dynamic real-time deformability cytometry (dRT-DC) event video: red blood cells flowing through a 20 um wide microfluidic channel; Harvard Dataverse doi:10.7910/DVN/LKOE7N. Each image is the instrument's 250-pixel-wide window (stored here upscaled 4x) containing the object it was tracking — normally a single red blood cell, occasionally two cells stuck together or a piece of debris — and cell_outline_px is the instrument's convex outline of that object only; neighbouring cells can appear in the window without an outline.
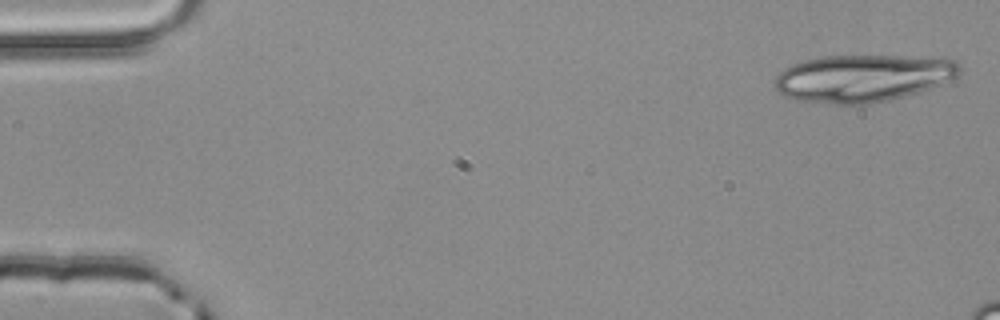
{"species": "common noctule bat (a hibernating species)", "species_latin": "Nyctalus noctula", "temperature_condition": "room temperature", "stored_images_in_passage": 3, "camera_frame_rate_fps": 3000, "um_per_image_px": 0.085, "animal": {"sex": "male", "body_mass_g": 20.4}, "frame": {"image": 1, "passage_image": 1, "time_ms": 0.0, "image_size_px": [1000, 320], "cell_outline_px": [[964, 68], [960, 76], [920, 92], [888, 100], [868, 104], [832, 104], [800, 100], [784, 96], [772, 84], [776, 76], [784, 68], [792, 64], [804, 60], [824, 56], [944, 56], [956, 60]], "centroid_in_image_um": [73.43, 6.62], "position_along_channel_um": 11.6, "area_um2": 51.73}}